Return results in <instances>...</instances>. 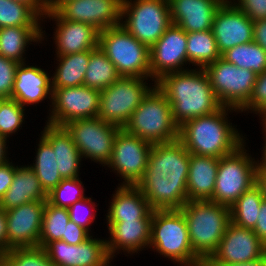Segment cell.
I'll return each instance as SVG.
<instances>
[{
	"mask_svg": "<svg viewBox=\"0 0 266 266\" xmlns=\"http://www.w3.org/2000/svg\"><path fill=\"white\" fill-rule=\"evenodd\" d=\"M262 124H263V130L265 131V145L263 147V156H262V161H260L259 163V160L257 161V171H266V121H262Z\"/></svg>",
	"mask_w": 266,
	"mask_h": 266,
	"instance_id": "obj_54",
	"label": "cell"
},
{
	"mask_svg": "<svg viewBox=\"0 0 266 266\" xmlns=\"http://www.w3.org/2000/svg\"><path fill=\"white\" fill-rule=\"evenodd\" d=\"M238 1V2H237ZM235 0L232 2L252 21L266 19V0Z\"/></svg>",
	"mask_w": 266,
	"mask_h": 266,
	"instance_id": "obj_44",
	"label": "cell"
},
{
	"mask_svg": "<svg viewBox=\"0 0 266 266\" xmlns=\"http://www.w3.org/2000/svg\"><path fill=\"white\" fill-rule=\"evenodd\" d=\"M82 184L79 177L63 179L47 194V201L54 206L68 209L72 204L86 197Z\"/></svg>",
	"mask_w": 266,
	"mask_h": 266,
	"instance_id": "obj_39",
	"label": "cell"
},
{
	"mask_svg": "<svg viewBox=\"0 0 266 266\" xmlns=\"http://www.w3.org/2000/svg\"><path fill=\"white\" fill-rule=\"evenodd\" d=\"M152 219L107 221L110 240H106L107 253L113 259L119 250L138 253L149 246Z\"/></svg>",
	"mask_w": 266,
	"mask_h": 266,
	"instance_id": "obj_23",
	"label": "cell"
},
{
	"mask_svg": "<svg viewBox=\"0 0 266 266\" xmlns=\"http://www.w3.org/2000/svg\"><path fill=\"white\" fill-rule=\"evenodd\" d=\"M6 143H7V138L0 135V165L9 161V159H8L9 157H7V148L8 147H6V145H7Z\"/></svg>",
	"mask_w": 266,
	"mask_h": 266,
	"instance_id": "obj_53",
	"label": "cell"
},
{
	"mask_svg": "<svg viewBox=\"0 0 266 266\" xmlns=\"http://www.w3.org/2000/svg\"><path fill=\"white\" fill-rule=\"evenodd\" d=\"M19 63L0 55V97L11 98Z\"/></svg>",
	"mask_w": 266,
	"mask_h": 266,
	"instance_id": "obj_43",
	"label": "cell"
},
{
	"mask_svg": "<svg viewBox=\"0 0 266 266\" xmlns=\"http://www.w3.org/2000/svg\"><path fill=\"white\" fill-rule=\"evenodd\" d=\"M156 85L166 95L173 120L179 127L190 119L213 114L222 107L204 69L171 72L157 80Z\"/></svg>",
	"mask_w": 266,
	"mask_h": 266,
	"instance_id": "obj_2",
	"label": "cell"
},
{
	"mask_svg": "<svg viewBox=\"0 0 266 266\" xmlns=\"http://www.w3.org/2000/svg\"><path fill=\"white\" fill-rule=\"evenodd\" d=\"M56 22L54 40L57 56L81 53L98 47L99 30L88 23L62 19L55 11H48L45 18Z\"/></svg>",
	"mask_w": 266,
	"mask_h": 266,
	"instance_id": "obj_21",
	"label": "cell"
},
{
	"mask_svg": "<svg viewBox=\"0 0 266 266\" xmlns=\"http://www.w3.org/2000/svg\"><path fill=\"white\" fill-rule=\"evenodd\" d=\"M123 0H70L55 12L69 21L88 23L102 31L121 25Z\"/></svg>",
	"mask_w": 266,
	"mask_h": 266,
	"instance_id": "obj_18",
	"label": "cell"
},
{
	"mask_svg": "<svg viewBox=\"0 0 266 266\" xmlns=\"http://www.w3.org/2000/svg\"><path fill=\"white\" fill-rule=\"evenodd\" d=\"M256 184L261 188L263 197L266 199V171H256Z\"/></svg>",
	"mask_w": 266,
	"mask_h": 266,
	"instance_id": "obj_52",
	"label": "cell"
},
{
	"mask_svg": "<svg viewBox=\"0 0 266 266\" xmlns=\"http://www.w3.org/2000/svg\"><path fill=\"white\" fill-rule=\"evenodd\" d=\"M211 30L221 54L234 46L253 41V21L232 0H225L218 8Z\"/></svg>",
	"mask_w": 266,
	"mask_h": 266,
	"instance_id": "obj_20",
	"label": "cell"
},
{
	"mask_svg": "<svg viewBox=\"0 0 266 266\" xmlns=\"http://www.w3.org/2000/svg\"><path fill=\"white\" fill-rule=\"evenodd\" d=\"M0 251L7 252V228L5 210L0 208Z\"/></svg>",
	"mask_w": 266,
	"mask_h": 266,
	"instance_id": "obj_50",
	"label": "cell"
},
{
	"mask_svg": "<svg viewBox=\"0 0 266 266\" xmlns=\"http://www.w3.org/2000/svg\"><path fill=\"white\" fill-rule=\"evenodd\" d=\"M89 237H91V234L88 230L73 221H69L66 226L65 235L62 236L61 240L68 244L77 245L83 243Z\"/></svg>",
	"mask_w": 266,
	"mask_h": 266,
	"instance_id": "obj_45",
	"label": "cell"
},
{
	"mask_svg": "<svg viewBox=\"0 0 266 266\" xmlns=\"http://www.w3.org/2000/svg\"><path fill=\"white\" fill-rule=\"evenodd\" d=\"M221 58L238 68L252 70L257 75L266 70V51L254 41L226 50Z\"/></svg>",
	"mask_w": 266,
	"mask_h": 266,
	"instance_id": "obj_35",
	"label": "cell"
},
{
	"mask_svg": "<svg viewBox=\"0 0 266 266\" xmlns=\"http://www.w3.org/2000/svg\"><path fill=\"white\" fill-rule=\"evenodd\" d=\"M3 253L0 251V265H1V258H2Z\"/></svg>",
	"mask_w": 266,
	"mask_h": 266,
	"instance_id": "obj_56",
	"label": "cell"
},
{
	"mask_svg": "<svg viewBox=\"0 0 266 266\" xmlns=\"http://www.w3.org/2000/svg\"><path fill=\"white\" fill-rule=\"evenodd\" d=\"M52 94V80L46 71L37 66H26V63L18 65L12 99L26 107L45 100L47 96L52 102Z\"/></svg>",
	"mask_w": 266,
	"mask_h": 266,
	"instance_id": "obj_24",
	"label": "cell"
},
{
	"mask_svg": "<svg viewBox=\"0 0 266 266\" xmlns=\"http://www.w3.org/2000/svg\"><path fill=\"white\" fill-rule=\"evenodd\" d=\"M112 195L106 215L108 221L152 219L153 209L136 185L121 184Z\"/></svg>",
	"mask_w": 266,
	"mask_h": 266,
	"instance_id": "obj_26",
	"label": "cell"
},
{
	"mask_svg": "<svg viewBox=\"0 0 266 266\" xmlns=\"http://www.w3.org/2000/svg\"><path fill=\"white\" fill-rule=\"evenodd\" d=\"M91 50L81 53L57 56L59 61L52 80V91L56 88L83 85L84 76L90 59Z\"/></svg>",
	"mask_w": 266,
	"mask_h": 266,
	"instance_id": "obj_30",
	"label": "cell"
},
{
	"mask_svg": "<svg viewBox=\"0 0 266 266\" xmlns=\"http://www.w3.org/2000/svg\"><path fill=\"white\" fill-rule=\"evenodd\" d=\"M245 143L219 158L215 189L211 201L230 207L256 184L257 161L246 153Z\"/></svg>",
	"mask_w": 266,
	"mask_h": 266,
	"instance_id": "obj_8",
	"label": "cell"
},
{
	"mask_svg": "<svg viewBox=\"0 0 266 266\" xmlns=\"http://www.w3.org/2000/svg\"><path fill=\"white\" fill-rule=\"evenodd\" d=\"M204 70L222 106L240 110L249 101L257 76L252 70L238 68L222 58Z\"/></svg>",
	"mask_w": 266,
	"mask_h": 266,
	"instance_id": "obj_11",
	"label": "cell"
},
{
	"mask_svg": "<svg viewBox=\"0 0 266 266\" xmlns=\"http://www.w3.org/2000/svg\"><path fill=\"white\" fill-rule=\"evenodd\" d=\"M248 110L256 112L255 114L259 113V116H262L261 121H266V70L256 76L252 95L238 112Z\"/></svg>",
	"mask_w": 266,
	"mask_h": 266,
	"instance_id": "obj_41",
	"label": "cell"
},
{
	"mask_svg": "<svg viewBox=\"0 0 266 266\" xmlns=\"http://www.w3.org/2000/svg\"><path fill=\"white\" fill-rule=\"evenodd\" d=\"M71 134L82 158L105 166L111 159L114 139L121 129L101 120L98 116L76 119L64 125Z\"/></svg>",
	"mask_w": 266,
	"mask_h": 266,
	"instance_id": "obj_12",
	"label": "cell"
},
{
	"mask_svg": "<svg viewBox=\"0 0 266 266\" xmlns=\"http://www.w3.org/2000/svg\"><path fill=\"white\" fill-rule=\"evenodd\" d=\"M263 199L261 188L257 184L253 185L230 206L231 222L253 230Z\"/></svg>",
	"mask_w": 266,
	"mask_h": 266,
	"instance_id": "obj_33",
	"label": "cell"
},
{
	"mask_svg": "<svg viewBox=\"0 0 266 266\" xmlns=\"http://www.w3.org/2000/svg\"><path fill=\"white\" fill-rule=\"evenodd\" d=\"M44 250L55 266H110L112 261L107 253L106 240L92 236L77 245L52 241Z\"/></svg>",
	"mask_w": 266,
	"mask_h": 266,
	"instance_id": "obj_19",
	"label": "cell"
},
{
	"mask_svg": "<svg viewBox=\"0 0 266 266\" xmlns=\"http://www.w3.org/2000/svg\"><path fill=\"white\" fill-rule=\"evenodd\" d=\"M148 78L121 76L111 86L100 91L98 117L124 128L134 110L152 89L146 85ZM145 81V82H144Z\"/></svg>",
	"mask_w": 266,
	"mask_h": 266,
	"instance_id": "obj_10",
	"label": "cell"
},
{
	"mask_svg": "<svg viewBox=\"0 0 266 266\" xmlns=\"http://www.w3.org/2000/svg\"><path fill=\"white\" fill-rule=\"evenodd\" d=\"M98 46L121 76L151 78L150 49L122 25L100 31Z\"/></svg>",
	"mask_w": 266,
	"mask_h": 266,
	"instance_id": "obj_7",
	"label": "cell"
},
{
	"mask_svg": "<svg viewBox=\"0 0 266 266\" xmlns=\"http://www.w3.org/2000/svg\"><path fill=\"white\" fill-rule=\"evenodd\" d=\"M265 256V244L252 229L230 222L217 250L204 263H246Z\"/></svg>",
	"mask_w": 266,
	"mask_h": 266,
	"instance_id": "obj_17",
	"label": "cell"
},
{
	"mask_svg": "<svg viewBox=\"0 0 266 266\" xmlns=\"http://www.w3.org/2000/svg\"><path fill=\"white\" fill-rule=\"evenodd\" d=\"M90 205V207H89ZM95 203L92 201L91 198L85 197L77 202H75L74 204H72L69 208H68V212H69V218L70 221L75 222L77 225L85 228L88 231H91L89 229L90 224L95 220V213L93 214V212H88L86 213L88 210H92V209H96L95 208ZM89 207V208H88ZM86 208L88 209L86 211ZM84 209V210H83ZM85 211V212H83Z\"/></svg>",
	"mask_w": 266,
	"mask_h": 266,
	"instance_id": "obj_42",
	"label": "cell"
},
{
	"mask_svg": "<svg viewBox=\"0 0 266 266\" xmlns=\"http://www.w3.org/2000/svg\"><path fill=\"white\" fill-rule=\"evenodd\" d=\"M36 200L46 201L47 193L29 165H17L11 186L0 201V208L7 211Z\"/></svg>",
	"mask_w": 266,
	"mask_h": 266,
	"instance_id": "obj_28",
	"label": "cell"
},
{
	"mask_svg": "<svg viewBox=\"0 0 266 266\" xmlns=\"http://www.w3.org/2000/svg\"><path fill=\"white\" fill-rule=\"evenodd\" d=\"M121 18V25L149 49L172 24L168 0H123Z\"/></svg>",
	"mask_w": 266,
	"mask_h": 266,
	"instance_id": "obj_9",
	"label": "cell"
},
{
	"mask_svg": "<svg viewBox=\"0 0 266 266\" xmlns=\"http://www.w3.org/2000/svg\"><path fill=\"white\" fill-rule=\"evenodd\" d=\"M225 0H168L172 24L187 33L212 29L214 16Z\"/></svg>",
	"mask_w": 266,
	"mask_h": 266,
	"instance_id": "obj_22",
	"label": "cell"
},
{
	"mask_svg": "<svg viewBox=\"0 0 266 266\" xmlns=\"http://www.w3.org/2000/svg\"><path fill=\"white\" fill-rule=\"evenodd\" d=\"M0 266H55L42 247L13 248L3 253Z\"/></svg>",
	"mask_w": 266,
	"mask_h": 266,
	"instance_id": "obj_38",
	"label": "cell"
},
{
	"mask_svg": "<svg viewBox=\"0 0 266 266\" xmlns=\"http://www.w3.org/2000/svg\"><path fill=\"white\" fill-rule=\"evenodd\" d=\"M180 210L186 219L192 250L205 262L217 250L231 222L230 207L202 200L187 201Z\"/></svg>",
	"mask_w": 266,
	"mask_h": 266,
	"instance_id": "obj_4",
	"label": "cell"
},
{
	"mask_svg": "<svg viewBox=\"0 0 266 266\" xmlns=\"http://www.w3.org/2000/svg\"><path fill=\"white\" fill-rule=\"evenodd\" d=\"M70 0H48V10L55 11L63 2Z\"/></svg>",
	"mask_w": 266,
	"mask_h": 266,
	"instance_id": "obj_55",
	"label": "cell"
},
{
	"mask_svg": "<svg viewBox=\"0 0 266 266\" xmlns=\"http://www.w3.org/2000/svg\"><path fill=\"white\" fill-rule=\"evenodd\" d=\"M203 266H266V255L246 263H204Z\"/></svg>",
	"mask_w": 266,
	"mask_h": 266,
	"instance_id": "obj_51",
	"label": "cell"
},
{
	"mask_svg": "<svg viewBox=\"0 0 266 266\" xmlns=\"http://www.w3.org/2000/svg\"><path fill=\"white\" fill-rule=\"evenodd\" d=\"M140 105L134 110L124 129L151 144L178 140L179 126L172 116V108L166 95L156 83Z\"/></svg>",
	"mask_w": 266,
	"mask_h": 266,
	"instance_id": "obj_6",
	"label": "cell"
},
{
	"mask_svg": "<svg viewBox=\"0 0 266 266\" xmlns=\"http://www.w3.org/2000/svg\"><path fill=\"white\" fill-rule=\"evenodd\" d=\"M41 136L52 146L55 152L61 178L72 179L79 177L82 155L66 128L46 123Z\"/></svg>",
	"mask_w": 266,
	"mask_h": 266,
	"instance_id": "obj_25",
	"label": "cell"
},
{
	"mask_svg": "<svg viewBox=\"0 0 266 266\" xmlns=\"http://www.w3.org/2000/svg\"><path fill=\"white\" fill-rule=\"evenodd\" d=\"M41 26H17L0 28V55L17 63H25L24 53L31 42L44 40ZM23 56V57H22Z\"/></svg>",
	"mask_w": 266,
	"mask_h": 266,
	"instance_id": "obj_29",
	"label": "cell"
},
{
	"mask_svg": "<svg viewBox=\"0 0 266 266\" xmlns=\"http://www.w3.org/2000/svg\"><path fill=\"white\" fill-rule=\"evenodd\" d=\"M69 221L67 208L54 206L46 200L39 247L44 248L49 242L61 240Z\"/></svg>",
	"mask_w": 266,
	"mask_h": 266,
	"instance_id": "obj_36",
	"label": "cell"
},
{
	"mask_svg": "<svg viewBox=\"0 0 266 266\" xmlns=\"http://www.w3.org/2000/svg\"><path fill=\"white\" fill-rule=\"evenodd\" d=\"M152 145L124 128L118 131L107 166L123 178L122 185H137L144 177Z\"/></svg>",
	"mask_w": 266,
	"mask_h": 266,
	"instance_id": "obj_13",
	"label": "cell"
},
{
	"mask_svg": "<svg viewBox=\"0 0 266 266\" xmlns=\"http://www.w3.org/2000/svg\"><path fill=\"white\" fill-rule=\"evenodd\" d=\"M45 204L46 201L36 200L5 211L7 252L39 246Z\"/></svg>",
	"mask_w": 266,
	"mask_h": 266,
	"instance_id": "obj_15",
	"label": "cell"
},
{
	"mask_svg": "<svg viewBox=\"0 0 266 266\" xmlns=\"http://www.w3.org/2000/svg\"><path fill=\"white\" fill-rule=\"evenodd\" d=\"M222 106L213 114L190 119L179 127L178 140L191 154L221 158L236 151L245 143L243 136L228 122V111Z\"/></svg>",
	"mask_w": 266,
	"mask_h": 266,
	"instance_id": "obj_3",
	"label": "cell"
},
{
	"mask_svg": "<svg viewBox=\"0 0 266 266\" xmlns=\"http://www.w3.org/2000/svg\"><path fill=\"white\" fill-rule=\"evenodd\" d=\"M218 166L219 158L190 153L187 179L188 201L211 200Z\"/></svg>",
	"mask_w": 266,
	"mask_h": 266,
	"instance_id": "obj_27",
	"label": "cell"
},
{
	"mask_svg": "<svg viewBox=\"0 0 266 266\" xmlns=\"http://www.w3.org/2000/svg\"><path fill=\"white\" fill-rule=\"evenodd\" d=\"M186 49L189 64L197 68L204 69L221 58L212 30L187 33Z\"/></svg>",
	"mask_w": 266,
	"mask_h": 266,
	"instance_id": "obj_32",
	"label": "cell"
},
{
	"mask_svg": "<svg viewBox=\"0 0 266 266\" xmlns=\"http://www.w3.org/2000/svg\"><path fill=\"white\" fill-rule=\"evenodd\" d=\"M258 214L256 226L253 231L256 233L258 238L266 244V199H263L261 202Z\"/></svg>",
	"mask_w": 266,
	"mask_h": 266,
	"instance_id": "obj_47",
	"label": "cell"
},
{
	"mask_svg": "<svg viewBox=\"0 0 266 266\" xmlns=\"http://www.w3.org/2000/svg\"><path fill=\"white\" fill-rule=\"evenodd\" d=\"M180 266H203L193 252L186 219L180 209L153 210L149 248Z\"/></svg>",
	"mask_w": 266,
	"mask_h": 266,
	"instance_id": "obj_5",
	"label": "cell"
},
{
	"mask_svg": "<svg viewBox=\"0 0 266 266\" xmlns=\"http://www.w3.org/2000/svg\"><path fill=\"white\" fill-rule=\"evenodd\" d=\"M121 75L116 66L99 48L91 49L83 85L99 91L111 86Z\"/></svg>",
	"mask_w": 266,
	"mask_h": 266,
	"instance_id": "obj_31",
	"label": "cell"
},
{
	"mask_svg": "<svg viewBox=\"0 0 266 266\" xmlns=\"http://www.w3.org/2000/svg\"><path fill=\"white\" fill-rule=\"evenodd\" d=\"M16 169L10 161L0 165V201L11 186Z\"/></svg>",
	"mask_w": 266,
	"mask_h": 266,
	"instance_id": "obj_46",
	"label": "cell"
},
{
	"mask_svg": "<svg viewBox=\"0 0 266 266\" xmlns=\"http://www.w3.org/2000/svg\"><path fill=\"white\" fill-rule=\"evenodd\" d=\"M190 153L179 141L153 144L137 187L153 210L181 209L188 201Z\"/></svg>",
	"mask_w": 266,
	"mask_h": 266,
	"instance_id": "obj_1",
	"label": "cell"
},
{
	"mask_svg": "<svg viewBox=\"0 0 266 266\" xmlns=\"http://www.w3.org/2000/svg\"><path fill=\"white\" fill-rule=\"evenodd\" d=\"M40 20L28 6L14 0H0V28L40 26Z\"/></svg>",
	"mask_w": 266,
	"mask_h": 266,
	"instance_id": "obj_37",
	"label": "cell"
},
{
	"mask_svg": "<svg viewBox=\"0 0 266 266\" xmlns=\"http://www.w3.org/2000/svg\"><path fill=\"white\" fill-rule=\"evenodd\" d=\"M12 98H4L0 103V135L5 138L17 132L24 121V109Z\"/></svg>",
	"mask_w": 266,
	"mask_h": 266,
	"instance_id": "obj_40",
	"label": "cell"
},
{
	"mask_svg": "<svg viewBox=\"0 0 266 266\" xmlns=\"http://www.w3.org/2000/svg\"><path fill=\"white\" fill-rule=\"evenodd\" d=\"M100 91L86 85L56 88L52 94V110L47 123L64 126L70 121L96 117L99 112Z\"/></svg>",
	"mask_w": 266,
	"mask_h": 266,
	"instance_id": "obj_14",
	"label": "cell"
},
{
	"mask_svg": "<svg viewBox=\"0 0 266 266\" xmlns=\"http://www.w3.org/2000/svg\"><path fill=\"white\" fill-rule=\"evenodd\" d=\"M187 32L171 24L157 42L150 48L151 79L156 83L163 75L179 72L188 63Z\"/></svg>",
	"mask_w": 266,
	"mask_h": 266,
	"instance_id": "obj_16",
	"label": "cell"
},
{
	"mask_svg": "<svg viewBox=\"0 0 266 266\" xmlns=\"http://www.w3.org/2000/svg\"><path fill=\"white\" fill-rule=\"evenodd\" d=\"M28 6L40 19L48 13V0H14ZM42 17V18H41Z\"/></svg>",
	"mask_w": 266,
	"mask_h": 266,
	"instance_id": "obj_49",
	"label": "cell"
},
{
	"mask_svg": "<svg viewBox=\"0 0 266 266\" xmlns=\"http://www.w3.org/2000/svg\"><path fill=\"white\" fill-rule=\"evenodd\" d=\"M253 41L266 51V19L253 21Z\"/></svg>",
	"mask_w": 266,
	"mask_h": 266,
	"instance_id": "obj_48",
	"label": "cell"
},
{
	"mask_svg": "<svg viewBox=\"0 0 266 266\" xmlns=\"http://www.w3.org/2000/svg\"><path fill=\"white\" fill-rule=\"evenodd\" d=\"M36 159L30 167L40 181L41 187L48 194L63 179L58 171V164L52 146L41 136L38 144Z\"/></svg>",
	"mask_w": 266,
	"mask_h": 266,
	"instance_id": "obj_34",
	"label": "cell"
}]
</instances>
